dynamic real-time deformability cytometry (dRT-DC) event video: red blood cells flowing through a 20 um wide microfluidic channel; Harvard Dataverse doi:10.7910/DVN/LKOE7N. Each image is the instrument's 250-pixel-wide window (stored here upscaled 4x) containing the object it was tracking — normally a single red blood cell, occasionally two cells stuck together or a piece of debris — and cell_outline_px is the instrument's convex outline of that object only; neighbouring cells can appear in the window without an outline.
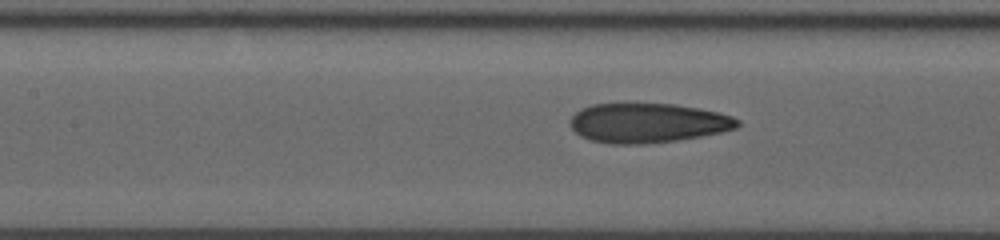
{"species": "human", "species_latin": "Homo sapiens", "temperature_condition": "room temperature", "stored_images_in_passage": 49, "camera_frame_rate_fps": 3000, "um_per_image_px": 0.085, "donor": {"sex": "male"}, "frame": {"image": 1, "passage_image": 26, "time_ms": 8.333, "image_size_px": [1000, 240], "cell_outline_px": [[740, 124], [736, 128], [720, 132], [700, 136], [676, 140], [644, 144], [612, 144], [592, 140], [580, 136], [568, 124], [568, 120], [580, 108], [592, 104], [624, 100], [676, 104], [700, 108], [720, 112], [732, 116], [740, 120]], "centroid_in_image_um": [55.0, 10.39], "position_along_channel_um": 152.4, "area_um2": 39.88}}
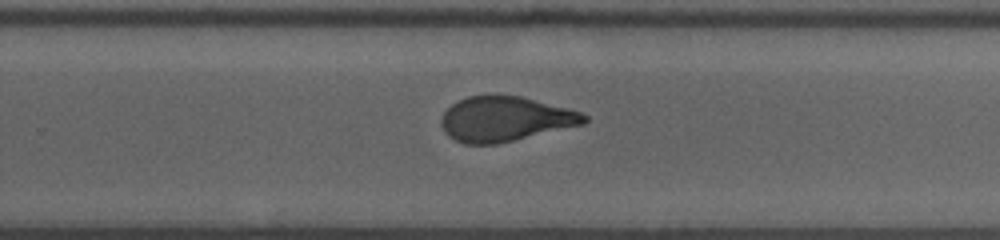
{"frame": {"image": 2, "passage_image": 37, "time_ms": 12.0, "image_size_px": [1000, 240], "cell_outline_px": [[588, 120], [584, 124], [496, 144], [464, 144], [448, 136], [444, 132], [440, 124], [440, 120], [444, 112], [452, 104], [468, 96], [520, 96], [568, 108], [580, 112], [588, 116]], "centroid_in_image_um": [42.92, 10.12], "position_along_channel_um": 286.9, "area_um2": 37.05}}
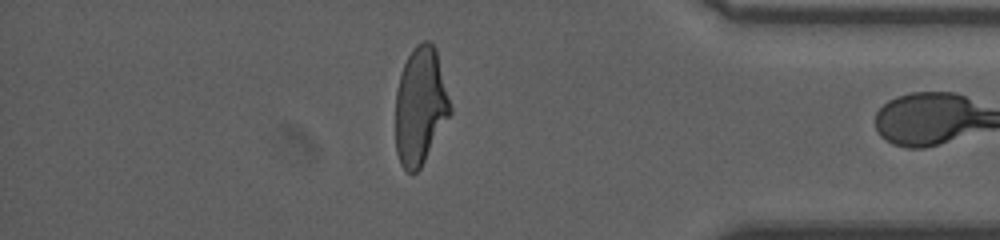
{"frame": {"image": 3, "passage_image": 48, "time_ms": 15.667, "image_size_px": [1000, 240], "cell_outline_px": [[452, 112], [420, 168], [416, 172], [408, 172], [400, 164], [396, 152], [396, 92], [400, 76], [404, 64], [408, 56], [416, 44], [424, 40], [428, 40], [436, 48], [452, 108]], "centroid_in_image_um": [35.73, 9.0], "position_along_channel_um": 399.5, "area_um2": 37.28}}